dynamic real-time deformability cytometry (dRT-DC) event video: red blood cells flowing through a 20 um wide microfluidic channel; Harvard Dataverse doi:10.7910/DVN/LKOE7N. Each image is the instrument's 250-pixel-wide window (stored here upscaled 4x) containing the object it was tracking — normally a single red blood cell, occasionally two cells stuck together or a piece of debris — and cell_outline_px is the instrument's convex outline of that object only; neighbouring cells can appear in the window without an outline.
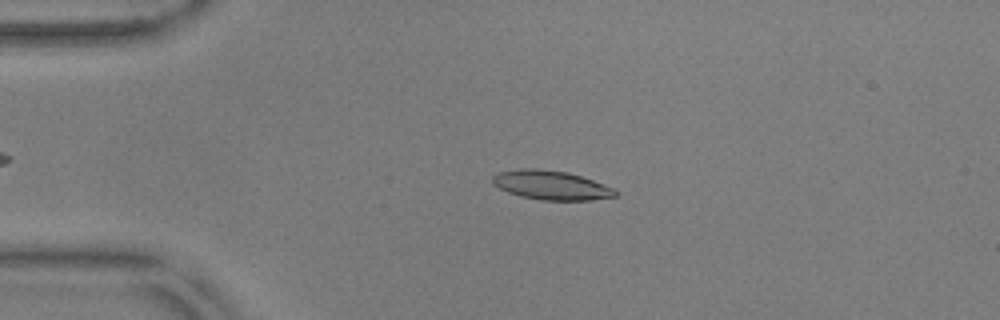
{"species": "common noctule bat (a hibernating species)", "species_latin": "Nyctalus noctula", "temperature_condition": "warm", "stored_images_in_passage": 54, "camera_frame_rate_fps": 3000, "um_per_image_px": 0.085, "animal": {"sex": "male", "body_mass_g": 17.9, "forearm_length_mm": 54.2}, "frame": {"image": 1, "passage_image": 12, "time_ms": 3.667, "image_size_px": [1000, 320], "cell_outline_px": [[620, 192], [616, 196], [592, 200], [540, 200], [520, 196], [508, 192], [492, 184], [492, 176], [500, 172], [524, 168], [536, 168], [568, 172], [616, 188]], "centroid_in_image_um": [46.88, 15.74], "position_along_channel_um": 38.1, "area_um2": 20.92}}
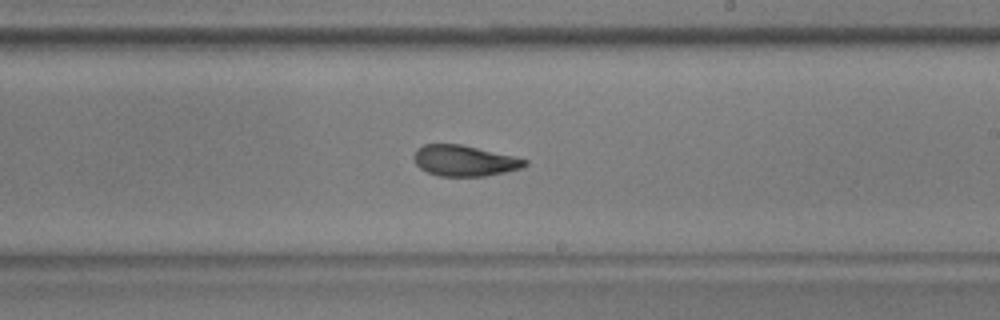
{"frame": {"image": 2, "passage_image": 32, "time_ms": 10.333, "image_size_px": [1000, 320], "cell_outline_px": [[528, 164], [520, 168], [504, 172], [484, 176], [440, 176], [428, 172], [420, 168], [416, 164], [412, 156], [416, 148], [424, 144], [460, 144], [512, 156], [528, 160]], "centroid_in_image_um": [39.42, 13.65], "position_along_channel_um": 249.6, "area_um2": 19.77}}
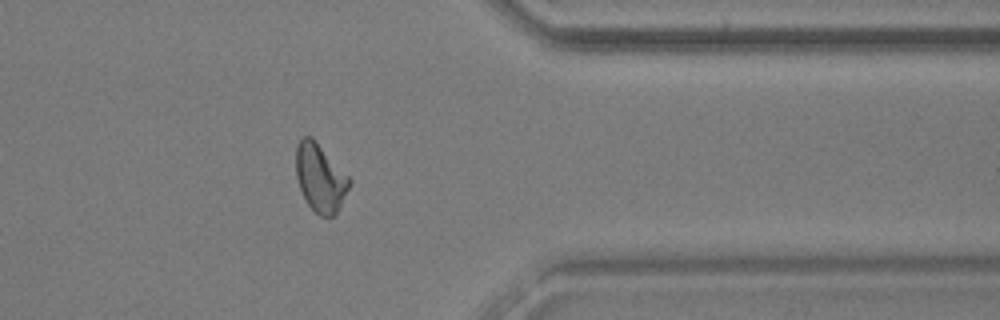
{"frame": {"image": 3, "passage_image": 44, "time_ms": 14.333, "image_size_px": [1000, 320], "cell_outline_px": [[352, 184], [336, 216], [320, 216], [308, 204], [300, 188], [296, 176], [296, 148], [300, 140], [304, 136], [312, 136], [352, 180]], "centroid_in_image_um": [27.25, 15.13], "position_along_channel_um": 384.1, "area_um2": 21.21}, "authors_computed_cell_mechanics": {"area_um2": 20.7213, "velocity_mm_per_s": 3.66, "shape_relaxation_time_tau1_ms": 10.5634, "shape_relaxation_time_tau2_ms": 2.4077, "deformation_change_tau1": 0.2489, "deformation_change_tau2": 0.0902}}